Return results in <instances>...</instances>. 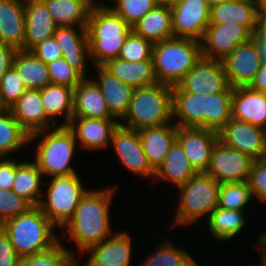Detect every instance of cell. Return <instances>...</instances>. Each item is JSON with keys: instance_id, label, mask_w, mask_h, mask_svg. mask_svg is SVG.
<instances>
[{"instance_id": "1", "label": "cell", "mask_w": 266, "mask_h": 266, "mask_svg": "<svg viewBox=\"0 0 266 266\" xmlns=\"http://www.w3.org/2000/svg\"><path fill=\"white\" fill-rule=\"evenodd\" d=\"M115 188L88 189L73 217L62 228L68 239L77 245L79 256L83 257L90 247L100 244L116 232L110 223V205Z\"/></svg>"}, {"instance_id": "2", "label": "cell", "mask_w": 266, "mask_h": 266, "mask_svg": "<svg viewBox=\"0 0 266 266\" xmlns=\"http://www.w3.org/2000/svg\"><path fill=\"white\" fill-rule=\"evenodd\" d=\"M231 105L232 91L205 95L172 91L173 123L218 132L232 118Z\"/></svg>"}, {"instance_id": "3", "label": "cell", "mask_w": 266, "mask_h": 266, "mask_svg": "<svg viewBox=\"0 0 266 266\" xmlns=\"http://www.w3.org/2000/svg\"><path fill=\"white\" fill-rule=\"evenodd\" d=\"M37 140L33 160L44 177L68 176L77 173L72 158L79 148L73 132L67 126H56L30 135ZM39 139V140H38ZM75 151V152H74Z\"/></svg>"}, {"instance_id": "4", "label": "cell", "mask_w": 266, "mask_h": 266, "mask_svg": "<svg viewBox=\"0 0 266 266\" xmlns=\"http://www.w3.org/2000/svg\"><path fill=\"white\" fill-rule=\"evenodd\" d=\"M0 227L20 258L46 251L61 240L56 236V227L38 206L5 221Z\"/></svg>"}, {"instance_id": "5", "label": "cell", "mask_w": 266, "mask_h": 266, "mask_svg": "<svg viewBox=\"0 0 266 266\" xmlns=\"http://www.w3.org/2000/svg\"><path fill=\"white\" fill-rule=\"evenodd\" d=\"M132 27L111 8L91 10L87 25L90 60L94 66H102L119 56Z\"/></svg>"}, {"instance_id": "6", "label": "cell", "mask_w": 266, "mask_h": 266, "mask_svg": "<svg viewBox=\"0 0 266 266\" xmlns=\"http://www.w3.org/2000/svg\"><path fill=\"white\" fill-rule=\"evenodd\" d=\"M202 57L201 43L172 37L153 44L152 60L158 83L176 86Z\"/></svg>"}, {"instance_id": "7", "label": "cell", "mask_w": 266, "mask_h": 266, "mask_svg": "<svg viewBox=\"0 0 266 266\" xmlns=\"http://www.w3.org/2000/svg\"><path fill=\"white\" fill-rule=\"evenodd\" d=\"M120 125L133 130L159 127L173 122L172 87L156 84L135 88ZM125 120V121H124Z\"/></svg>"}, {"instance_id": "8", "label": "cell", "mask_w": 266, "mask_h": 266, "mask_svg": "<svg viewBox=\"0 0 266 266\" xmlns=\"http://www.w3.org/2000/svg\"><path fill=\"white\" fill-rule=\"evenodd\" d=\"M220 184L206 172L196 173L183 185L177 187V208L172 218L173 226H188L201 219H208L218 207ZM186 224V225H185Z\"/></svg>"}, {"instance_id": "9", "label": "cell", "mask_w": 266, "mask_h": 266, "mask_svg": "<svg viewBox=\"0 0 266 266\" xmlns=\"http://www.w3.org/2000/svg\"><path fill=\"white\" fill-rule=\"evenodd\" d=\"M47 183L46 194L43 193L39 208L58 229L73 217L87 188L78 173L51 177Z\"/></svg>"}, {"instance_id": "10", "label": "cell", "mask_w": 266, "mask_h": 266, "mask_svg": "<svg viewBox=\"0 0 266 266\" xmlns=\"http://www.w3.org/2000/svg\"><path fill=\"white\" fill-rule=\"evenodd\" d=\"M172 91L205 95L233 91V88L228 83L221 61L201 57L185 77L172 87Z\"/></svg>"}, {"instance_id": "11", "label": "cell", "mask_w": 266, "mask_h": 266, "mask_svg": "<svg viewBox=\"0 0 266 266\" xmlns=\"http://www.w3.org/2000/svg\"><path fill=\"white\" fill-rule=\"evenodd\" d=\"M254 161L248 155L227 146L218 139L212 150L206 173L219 184L247 182Z\"/></svg>"}, {"instance_id": "12", "label": "cell", "mask_w": 266, "mask_h": 266, "mask_svg": "<svg viewBox=\"0 0 266 266\" xmlns=\"http://www.w3.org/2000/svg\"><path fill=\"white\" fill-rule=\"evenodd\" d=\"M118 160L127 171L139 178L154 180L155 171L149 165L138 130L121 126L113 131L111 143Z\"/></svg>"}, {"instance_id": "13", "label": "cell", "mask_w": 266, "mask_h": 266, "mask_svg": "<svg viewBox=\"0 0 266 266\" xmlns=\"http://www.w3.org/2000/svg\"><path fill=\"white\" fill-rule=\"evenodd\" d=\"M253 33L237 24H209L201 43V55L205 59L222 61L238 45L250 41Z\"/></svg>"}, {"instance_id": "14", "label": "cell", "mask_w": 266, "mask_h": 266, "mask_svg": "<svg viewBox=\"0 0 266 266\" xmlns=\"http://www.w3.org/2000/svg\"><path fill=\"white\" fill-rule=\"evenodd\" d=\"M218 139L254 160L266 156V129L231 118L219 131Z\"/></svg>"}, {"instance_id": "15", "label": "cell", "mask_w": 266, "mask_h": 266, "mask_svg": "<svg viewBox=\"0 0 266 266\" xmlns=\"http://www.w3.org/2000/svg\"><path fill=\"white\" fill-rule=\"evenodd\" d=\"M174 37L201 41L209 26L210 7L205 0H179L170 6Z\"/></svg>"}, {"instance_id": "16", "label": "cell", "mask_w": 266, "mask_h": 266, "mask_svg": "<svg viewBox=\"0 0 266 266\" xmlns=\"http://www.w3.org/2000/svg\"><path fill=\"white\" fill-rule=\"evenodd\" d=\"M221 62L232 88L248 87L262 63L257 44L253 39L238 45Z\"/></svg>"}, {"instance_id": "17", "label": "cell", "mask_w": 266, "mask_h": 266, "mask_svg": "<svg viewBox=\"0 0 266 266\" xmlns=\"http://www.w3.org/2000/svg\"><path fill=\"white\" fill-rule=\"evenodd\" d=\"M176 141L183 148L191 166L206 172L210 165L212 150L218 141V132L194 127H177Z\"/></svg>"}, {"instance_id": "18", "label": "cell", "mask_w": 266, "mask_h": 266, "mask_svg": "<svg viewBox=\"0 0 266 266\" xmlns=\"http://www.w3.org/2000/svg\"><path fill=\"white\" fill-rule=\"evenodd\" d=\"M120 123L115 118L96 119L72 117L67 127L73 132L79 148L103 151L111 147L113 131Z\"/></svg>"}, {"instance_id": "19", "label": "cell", "mask_w": 266, "mask_h": 266, "mask_svg": "<svg viewBox=\"0 0 266 266\" xmlns=\"http://www.w3.org/2000/svg\"><path fill=\"white\" fill-rule=\"evenodd\" d=\"M132 239L124 230L114 232L112 236L84 253H89L84 266H130Z\"/></svg>"}, {"instance_id": "20", "label": "cell", "mask_w": 266, "mask_h": 266, "mask_svg": "<svg viewBox=\"0 0 266 266\" xmlns=\"http://www.w3.org/2000/svg\"><path fill=\"white\" fill-rule=\"evenodd\" d=\"M79 28V29H78ZM53 37L62 49V57L84 78L87 77V64L90 58L87 28L57 26Z\"/></svg>"}, {"instance_id": "21", "label": "cell", "mask_w": 266, "mask_h": 266, "mask_svg": "<svg viewBox=\"0 0 266 266\" xmlns=\"http://www.w3.org/2000/svg\"><path fill=\"white\" fill-rule=\"evenodd\" d=\"M9 110L29 135L58 126L45 114L41 90L27 89Z\"/></svg>"}, {"instance_id": "22", "label": "cell", "mask_w": 266, "mask_h": 266, "mask_svg": "<svg viewBox=\"0 0 266 266\" xmlns=\"http://www.w3.org/2000/svg\"><path fill=\"white\" fill-rule=\"evenodd\" d=\"M97 77L91 78L99 87L111 115L118 121L126 116L134 88L125 84L103 66H94Z\"/></svg>"}, {"instance_id": "23", "label": "cell", "mask_w": 266, "mask_h": 266, "mask_svg": "<svg viewBox=\"0 0 266 266\" xmlns=\"http://www.w3.org/2000/svg\"><path fill=\"white\" fill-rule=\"evenodd\" d=\"M25 41L24 51L52 38L57 28L45 4L41 0H24Z\"/></svg>"}, {"instance_id": "24", "label": "cell", "mask_w": 266, "mask_h": 266, "mask_svg": "<svg viewBox=\"0 0 266 266\" xmlns=\"http://www.w3.org/2000/svg\"><path fill=\"white\" fill-rule=\"evenodd\" d=\"M232 118L266 129V94L249 87L232 91Z\"/></svg>"}, {"instance_id": "25", "label": "cell", "mask_w": 266, "mask_h": 266, "mask_svg": "<svg viewBox=\"0 0 266 266\" xmlns=\"http://www.w3.org/2000/svg\"><path fill=\"white\" fill-rule=\"evenodd\" d=\"M24 0H0V42L24 50Z\"/></svg>"}, {"instance_id": "26", "label": "cell", "mask_w": 266, "mask_h": 266, "mask_svg": "<svg viewBox=\"0 0 266 266\" xmlns=\"http://www.w3.org/2000/svg\"><path fill=\"white\" fill-rule=\"evenodd\" d=\"M72 117L114 118L99 87L90 78H84L74 89Z\"/></svg>"}, {"instance_id": "27", "label": "cell", "mask_w": 266, "mask_h": 266, "mask_svg": "<svg viewBox=\"0 0 266 266\" xmlns=\"http://www.w3.org/2000/svg\"><path fill=\"white\" fill-rule=\"evenodd\" d=\"M138 132L147 161L156 171L176 141L177 126L171 122L159 127H144Z\"/></svg>"}, {"instance_id": "28", "label": "cell", "mask_w": 266, "mask_h": 266, "mask_svg": "<svg viewBox=\"0 0 266 266\" xmlns=\"http://www.w3.org/2000/svg\"><path fill=\"white\" fill-rule=\"evenodd\" d=\"M258 0H231L210 8L209 24H237L256 29Z\"/></svg>"}, {"instance_id": "29", "label": "cell", "mask_w": 266, "mask_h": 266, "mask_svg": "<svg viewBox=\"0 0 266 266\" xmlns=\"http://www.w3.org/2000/svg\"><path fill=\"white\" fill-rule=\"evenodd\" d=\"M125 84L135 88H144L158 84L154 72L153 60L128 62L119 58L102 65Z\"/></svg>"}, {"instance_id": "30", "label": "cell", "mask_w": 266, "mask_h": 266, "mask_svg": "<svg viewBox=\"0 0 266 266\" xmlns=\"http://www.w3.org/2000/svg\"><path fill=\"white\" fill-rule=\"evenodd\" d=\"M132 31L153 44L174 37L170 6L157 4L132 26Z\"/></svg>"}, {"instance_id": "31", "label": "cell", "mask_w": 266, "mask_h": 266, "mask_svg": "<svg viewBox=\"0 0 266 266\" xmlns=\"http://www.w3.org/2000/svg\"><path fill=\"white\" fill-rule=\"evenodd\" d=\"M27 161L15 159V179L12 191L25 199L32 207H36L39 206L42 195L45 193L41 186L44 184L42 181L44 175L33 160Z\"/></svg>"}, {"instance_id": "32", "label": "cell", "mask_w": 266, "mask_h": 266, "mask_svg": "<svg viewBox=\"0 0 266 266\" xmlns=\"http://www.w3.org/2000/svg\"><path fill=\"white\" fill-rule=\"evenodd\" d=\"M41 100L45 114L55 123L63 116L59 126H67L73 115L74 89L50 83L41 89Z\"/></svg>"}, {"instance_id": "33", "label": "cell", "mask_w": 266, "mask_h": 266, "mask_svg": "<svg viewBox=\"0 0 266 266\" xmlns=\"http://www.w3.org/2000/svg\"><path fill=\"white\" fill-rule=\"evenodd\" d=\"M197 172L191 166L189 159L187 158L181 145L175 141L171 146L167 156L163 163L155 171L154 180L152 181L153 185L157 182L158 179L165 181L166 183H173L179 187L193 177Z\"/></svg>"}, {"instance_id": "34", "label": "cell", "mask_w": 266, "mask_h": 266, "mask_svg": "<svg viewBox=\"0 0 266 266\" xmlns=\"http://www.w3.org/2000/svg\"><path fill=\"white\" fill-rule=\"evenodd\" d=\"M248 213L241 210H230L217 207L208 217L206 226L209 234L215 240L225 241L233 240L239 233L246 228V217Z\"/></svg>"}, {"instance_id": "35", "label": "cell", "mask_w": 266, "mask_h": 266, "mask_svg": "<svg viewBox=\"0 0 266 266\" xmlns=\"http://www.w3.org/2000/svg\"><path fill=\"white\" fill-rule=\"evenodd\" d=\"M13 67L27 89L41 90L51 83L47 64L30 51L18 50Z\"/></svg>"}, {"instance_id": "36", "label": "cell", "mask_w": 266, "mask_h": 266, "mask_svg": "<svg viewBox=\"0 0 266 266\" xmlns=\"http://www.w3.org/2000/svg\"><path fill=\"white\" fill-rule=\"evenodd\" d=\"M57 26L87 28L91 9L78 0H41Z\"/></svg>"}, {"instance_id": "37", "label": "cell", "mask_w": 266, "mask_h": 266, "mask_svg": "<svg viewBox=\"0 0 266 266\" xmlns=\"http://www.w3.org/2000/svg\"><path fill=\"white\" fill-rule=\"evenodd\" d=\"M30 135L14 118L9 109L0 111V158L11 157L29 145ZM14 152V153H13Z\"/></svg>"}, {"instance_id": "38", "label": "cell", "mask_w": 266, "mask_h": 266, "mask_svg": "<svg viewBox=\"0 0 266 266\" xmlns=\"http://www.w3.org/2000/svg\"><path fill=\"white\" fill-rule=\"evenodd\" d=\"M192 255L184 248L177 247L176 243L164 240L154 252L142 259L139 266H198Z\"/></svg>"}, {"instance_id": "39", "label": "cell", "mask_w": 266, "mask_h": 266, "mask_svg": "<svg viewBox=\"0 0 266 266\" xmlns=\"http://www.w3.org/2000/svg\"><path fill=\"white\" fill-rule=\"evenodd\" d=\"M247 182L220 184L218 191V207L230 210L246 211V205L253 200Z\"/></svg>"}, {"instance_id": "40", "label": "cell", "mask_w": 266, "mask_h": 266, "mask_svg": "<svg viewBox=\"0 0 266 266\" xmlns=\"http://www.w3.org/2000/svg\"><path fill=\"white\" fill-rule=\"evenodd\" d=\"M63 240H59L50 249L28 256L25 259L31 266H80V261L74 252L67 250Z\"/></svg>"}, {"instance_id": "41", "label": "cell", "mask_w": 266, "mask_h": 266, "mask_svg": "<svg viewBox=\"0 0 266 266\" xmlns=\"http://www.w3.org/2000/svg\"><path fill=\"white\" fill-rule=\"evenodd\" d=\"M114 5H107L121 16L131 27L144 17L157 4V0H116Z\"/></svg>"}, {"instance_id": "42", "label": "cell", "mask_w": 266, "mask_h": 266, "mask_svg": "<svg viewBox=\"0 0 266 266\" xmlns=\"http://www.w3.org/2000/svg\"><path fill=\"white\" fill-rule=\"evenodd\" d=\"M27 88L12 66L0 80V105L3 109H10L24 94Z\"/></svg>"}, {"instance_id": "43", "label": "cell", "mask_w": 266, "mask_h": 266, "mask_svg": "<svg viewBox=\"0 0 266 266\" xmlns=\"http://www.w3.org/2000/svg\"><path fill=\"white\" fill-rule=\"evenodd\" d=\"M152 52L153 43L136 35L132 31L127 36L118 58L128 62H141L144 60H152Z\"/></svg>"}, {"instance_id": "44", "label": "cell", "mask_w": 266, "mask_h": 266, "mask_svg": "<svg viewBox=\"0 0 266 266\" xmlns=\"http://www.w3.org/2000/svg\"><path fill=\"white\" fill-rule=\"evenodd\" d=\"M51 83L75 89L84 77L72 68L63 57L47 64Z\"/></svg>"}, {"instance_id": "45", "label": "cell", "mask_w": 266, "mask_h": 266, "mask_svg": "<svg viewBox=\"0 0 266 266\" xmlns=\"http://www.w3.org/2000/svg\"><path fill=\"white\" fill-rule=\"evenodd\" d=\"M32 206L12 190L0 189V225L26 213Z\"/></svg>"}, {"instance_id": "46", "label": "cell", "mask_w": 266, "mask_h": 266, "mask_svg": "<svg viewBox=\"0 0 266 266\" xmlns=\"http://www.w3.org/2000/svg\"><path fill=\"white\" fill-rule=\"evenodd\" d=\"M253 199L266 203V161L264 159L255 160L247 180Z\"/></svg>"}, {"instance_id": "47", "label": "cell", "mask_w": 266, "mask_h": 266, "mask_svg": "<svg viewBox=\"0 0 266 266\" xmlns=\"http://www.w3.org/2000/svg\"><path fill=\"white\" fill-rule=\"evenodd\" d=\"M30 52L45 64L62 57V49L54 37L34 46Z\"/></svg>"}, {"instance_id": "48", "label": "cell", "mask_w": 266, "mask_h": 266, "mask_svg": "<svg viewBox=\"0 0 266 266\" xmlns=\"http://www.w3.org/2000/svg\"><path fill=\"white\" fill-rule=\"evenodd\" d=\"M19 259L8 235L0 227V266H15Z\"/></svg>"}, {"instance_id": "49", "label": "cell", "mask_w": 266, "mask_h": 266, "mask_svg": "<svg viewBox=\"0 0 266 266\" xmlns=\"http://www.w3.org/2000/svg\"><path fill=\"white\" fill-rule=\"evenodd\" d=\"M14 179L15 157H9V159L7 157L0 158V189L12 190Z\"/></svg>"}, {"instance_id": "50", "label": "cell", "mask_w": 266, "mask_h": 266, "mask_svg": "<svg viewBox=\"0 0 266 266\" xmlns=\"http://www.w3.org/2000/svg\"><path fill=\"white\" fill-rule=\"evenodd\" d=\"M14 47L0 42V80L13 66V60L17 53Z\"/></svg>"}, {"instance_id": "51", "label": "cell", "mask_w": 266, "mask_h": 266, "mask_svg": "<svg viewBox=\"0 0 266 266\" xmlns=\"http://www.w3.org/2000/svg\"><path fill=\"white\" fill-rule=\"evenodd\" d=\"M248 87L252 90L266 94V61H262L259 71L256 73L253 81Z\"/></svg>"}, {"instance_id": "52", "label": "cell", "mask_w": 266, "mask_h": 266, "mask_svg": "<svg viewBox=\"0 0 266 266\" xmlns=\"http://www.w3.org/2000/svg\"><path fill=\"white\" fill-rule=\"evenodd\" d=\"M253 36H262L266 38V8H258L256 29Z\"/></svg>"}, {"instance_id": "53", "label": "cell", "mask_w": 266, "mask_h": 266, "mask_svg": "<svg viewBox=\"0 0 266 266\" xmlns=\"http://www.w3.org/2000/svg\"><path fill=\"white\" fill-rule=\"evenodd\" d=\"M252 39L257 44L261 61H266V38L262 36H253Z\"/></svg>"}, {"instance_id": "54", "label": "cell", "mask_w": 266, "mask_h": 266, "mask_svg": "<svg viewBox=\"0 0 266 266\" xmlns=\"http://www.w3.org/2000/svg\"><path fill=\"white\" fill-rule=\"evenodd\" d=\"M80 2H82L83 4H85L86 6H88L91 10H95L97 8H101V7H107L106 5L103 3L104 1H100L98 3V0H78Z\"/></svg>"}, {"instance_id": "55", "label": "cell", "mask_w": 266, "mask_h": 266, "mask_svg": "<svg viewBox=\"0 0 266 266\" xmlns=\"http://www.w3.org/2000/svg\"><path fill=\"white\" fill-rule=\"evenodd\" d=\"M263 232H261L262 234L259 235V237L255 241V242H257L256 245L254 244V247L256 246L255 248H259V251H260V249L266 250V230Z\"/></svg>"}, {"instance_id": "56", "label": "cell", "mask_w": 266, "mask_h": 266, "mask_svg": "<svg viewBox=\"0 0 266 266\" xmlns=\"http://www.w3.org/2000/svg\"><path fill=\"white\" fill-rule=\"evenodd\" d=\"M207 5L211 8L215 5L221 4L223 2L231 1V0H205Z\"/></svg>"}, {"instance_id": "57", "label": "cell", "mask_w": 266, "mask_h": 266, "mask_svg": "<svg viewBox=\"0 0 266 266\" xmlns=\"http://www.w3.org/2000/svg\"><path fill=\"white\" fill-rule=\"evenodd\" d=\"M260 253V260H262V261H260L259 263H261L260 264V266H266V250H262L261 252H259Z\"/></svg>"}, {"instance_id": "58", "label": "cell", "mask_w": 266, "mask_h": 266, "mask_svg": "<svg viewBox=\"0 0 266 266\" xmlns=\"http://www.w3.org/2000/svg\"><path fill=\"white\" fill-rule=\"evenodd\" d=\"M179 0H157L158 4H163V5H173L177 3Z\"/></svg>"}, {"instance_id": "59", "label": "cell", "mask_w": 266, "mask_h": 266, "mask_svg": "<svg viewBox=\"0 0 266 266\" xmlns=\"http://www.w3.org/2000/svg\"><path fill=\"white\" fill-rule=\"evenodd\" d=\"M15 266H31L25 258H20Z\"/></svg>"}, {"instance_id": "60", "label": "cell", "mask_w": 266, "mask_h": 266, "mask_svg": "<svg viewBox=\"0 0 266 266\" xmlns=\"http://www.w3.org/2000/svg\"><path fill=\"white\" fill-rule=\"evenodd\" d=\"M259 8H266V0H258Z\"/></svg>"}]
</instances>
